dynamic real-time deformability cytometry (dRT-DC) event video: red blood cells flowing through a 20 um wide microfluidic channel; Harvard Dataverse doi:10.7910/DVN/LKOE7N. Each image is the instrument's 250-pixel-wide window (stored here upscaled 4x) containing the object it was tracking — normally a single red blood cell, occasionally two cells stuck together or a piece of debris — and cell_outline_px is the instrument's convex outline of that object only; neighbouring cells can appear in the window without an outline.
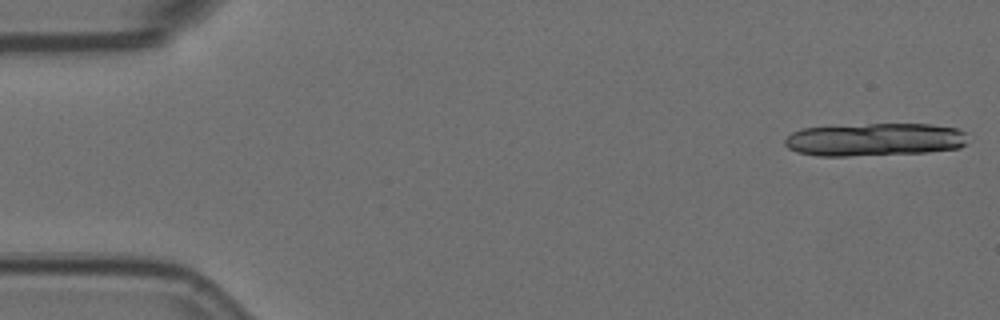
{"species": "Egyptian fruit bat (a non-hibernating species)", "species_latin": "Rousettus aegyptiacus", "temperature_condition": "room temperature", "stored_images_in_passage": 20, "camera_frame_rate_fps": 3000, "um_per_image_px": 0.085, "animal": {"sex": "female"}, "frame": {"image": 1, "passage_image": 1, "time_ms": 0.0, "image_size_px": [1000, 320], "cell_outline_px": [[964, 144], [960, 148], [928, 152], [848, 156], [816, 156], [796, 152], [788, 148], [784, 144], [784, 140], [792, 132], [800, 128], [868, 124], [932, 124], [956, 128], [964, 132]], "centroid_in_image_um": [74.29, 11.86], "position_along_channel_um": 10.7, "area_um2": 35.14}}
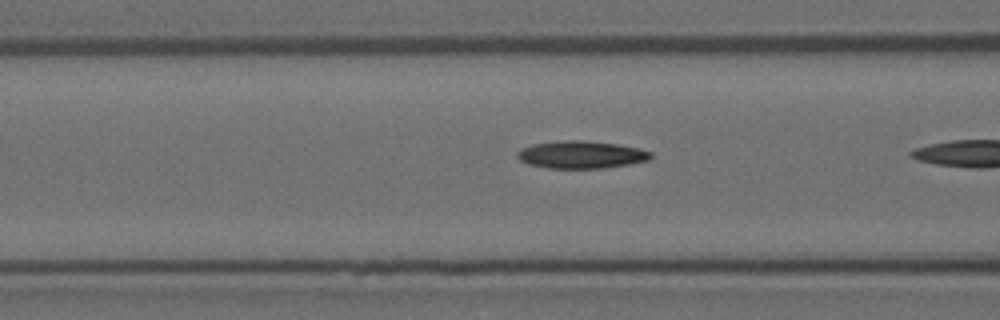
{"frame": {"image": 2, "passage_image": 19, "time_ms": 6.0, "image_size_px": [1000, 320], "cell_outline_px": [[652, 156], [648, 160], [628, 164], [604, 168], [548, 168], [528, 164], [520, 160], [516, 156], [516, 152], [520, 148], [532, 144], [564, 140], [584, 140], [616, 144], [640, 148], [652, 152]], "centroid_in_image_um": [49.37, 13.14], "position_along_channel_um": 117.2, "area_um2": 21.44}}